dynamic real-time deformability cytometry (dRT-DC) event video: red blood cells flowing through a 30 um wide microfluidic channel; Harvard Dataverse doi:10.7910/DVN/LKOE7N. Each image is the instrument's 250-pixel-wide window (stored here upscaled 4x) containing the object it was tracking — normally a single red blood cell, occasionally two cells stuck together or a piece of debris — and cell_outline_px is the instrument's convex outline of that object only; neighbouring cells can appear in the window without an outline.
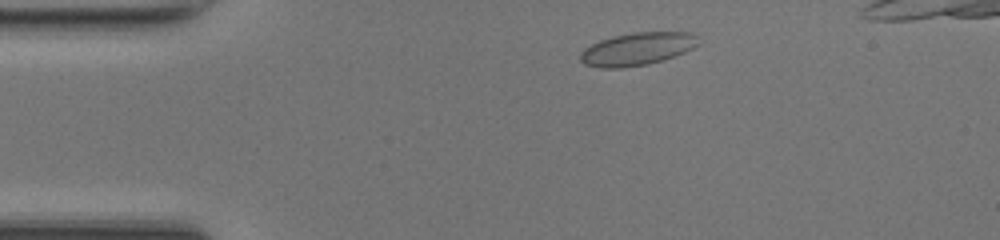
{"species": "common noctule bat (a hibernating species)", "species_latin": "Nyctalus noctula", "temperature_condition": "room temperature", "stored_images_in_passage": 41, "camera_frame_rate_fps": 3000, "um_per_image_px": 0.085, "animal": {"sex": "female", "body_mass_g": 17.0, "forearm_length_mm": 48.0}, "frame": {"image": 1, "passage_image": 4, "time_ms": 1.0, "image_size_px": [1000, 240], "cell_outline_px": [[700, 44], [684, 52], [648, 64], [620, 68], [600, 68], [584, 64], [580, 60], [580, 52], [584, 48], [600, 40], [612, 36], [632, 32], [692, 32], [696, 36]], "centroid_in_image_um": [54.13, 4.15], "position_along_channel_um": 30.9, "area_um2": 22.48}}
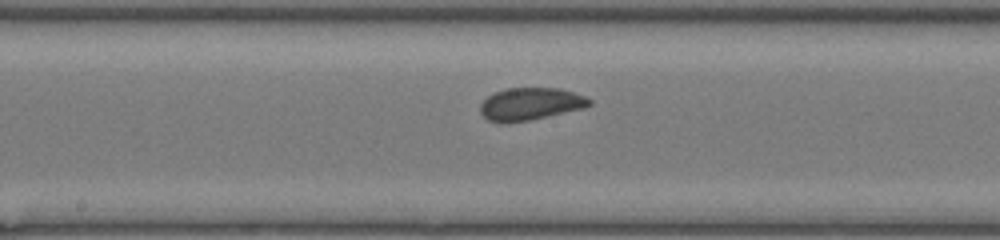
{"frame": {"image": 2, "passage_image": 20, "time_ms": 6.333, "image_size_px": [1000, 240], "cell_outline_px": [[592, 104], [584, 108], [528, 120], [500, 124], [488, 120], [480, 112], [480, 104], [488, 96], [504, 88], [560, 88], [584, 96], [592, 100]], "centroid_in_image_um": [45.06, 8.84], "position_along_channel_um": 203.1, "area_um2": 20.58}}
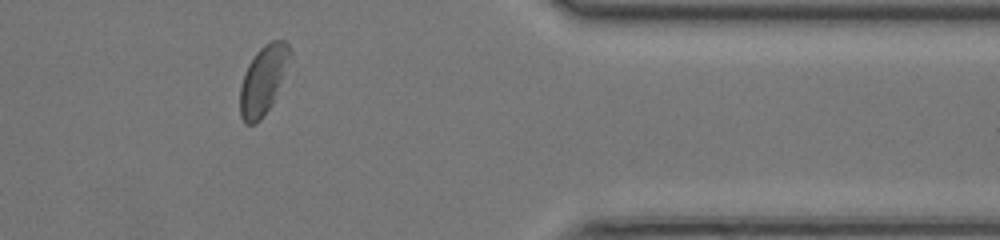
{"frame": {"image": 3, "passage_image": 35, "time_ms": 11.333, "image_size_px": [1000, 240], "cell_outline_px": [[292, 52], [272, 104], [260, 120], [256, 124], [244, 124], [240, 116], [240, 84], [244, 72], [248, 64], [256, 52], [264, 44], [272, 40], [284, 40], [292, 48]], "centroid_in_image_um": [22.35, 6.8], "position_along_channel_um": 389.1, "area_um2": 19.94}, "authors_computed_cell_mechanics": {"area_um2": 20.4612, "velocity_mm_per_s": 4.1796, "shape_relaxation_time_tau1_ms": 2.1361, "shape_relaxation_time_tau2_ms": 1.2676, "deformation_change_tau1": 0.0625, "deformation_change_tau2": 0.0566}}